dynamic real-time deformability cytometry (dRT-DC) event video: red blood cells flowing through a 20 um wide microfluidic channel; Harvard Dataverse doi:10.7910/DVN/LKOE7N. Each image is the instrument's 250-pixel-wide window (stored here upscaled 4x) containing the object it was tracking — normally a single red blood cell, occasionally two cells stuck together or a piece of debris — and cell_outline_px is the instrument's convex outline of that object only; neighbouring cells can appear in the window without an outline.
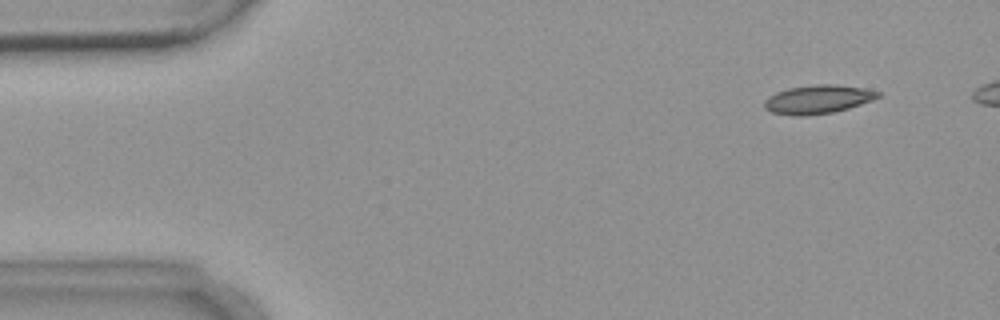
{"species": "common noctule bat (a hibernating species)", "species_latin": "Nyctalus noctula", "temperature_condition": "warm", "stored_images_in_passage": 3, "camera_frame_rate_fps": 3000, "um_per_image_px": 0.085, "animal": {"sex": "female", "body_mass_g": 18.4}, "frame": {"image": 1, "passage_image": 1, "time_ms": 0.0, "image_size_px": [1000, 320], "cell_outline_px": [[880, 96], [872, 100], [848, 108], [832, 112], [804, 116], [792, 116], [772, 112], [764, 108], [764, 100], [768, 96], [776, 92], [788, 88], [816, 84], [836, 84], [864, 88], [880, 92]], "centroid_in_image_um": [69.49, 8.44], "position_along_channel_um": 15.5, "area_um2": 18.96}}
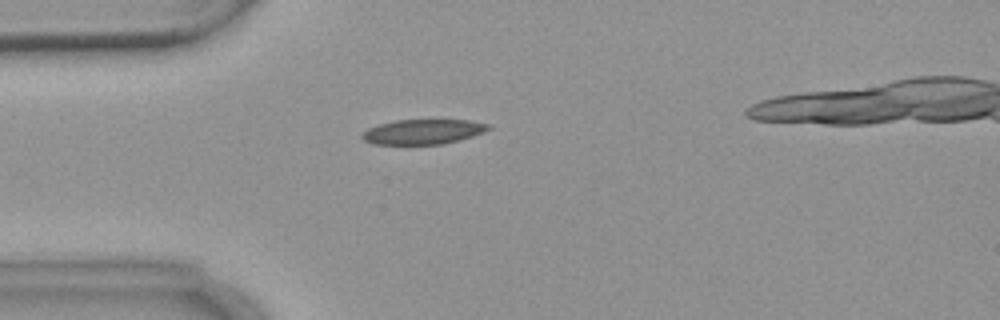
{"frame": {"image": 2, "passage_image": 3, "time_ms": 3.333, "image_size_px": [1000, 320], "cell_outline_px": [[492, 128], [484, 132], [460, 140], [444, 144], [372, 144], [364, 140], [360, 136], [368, 128], [380, 124], [396, 120], [472, 120], [488, 124]], "centroid_in_image_um": [35.98, 11.2], "position_along_channel_um": 49.0, "area_um2": 18.32}}